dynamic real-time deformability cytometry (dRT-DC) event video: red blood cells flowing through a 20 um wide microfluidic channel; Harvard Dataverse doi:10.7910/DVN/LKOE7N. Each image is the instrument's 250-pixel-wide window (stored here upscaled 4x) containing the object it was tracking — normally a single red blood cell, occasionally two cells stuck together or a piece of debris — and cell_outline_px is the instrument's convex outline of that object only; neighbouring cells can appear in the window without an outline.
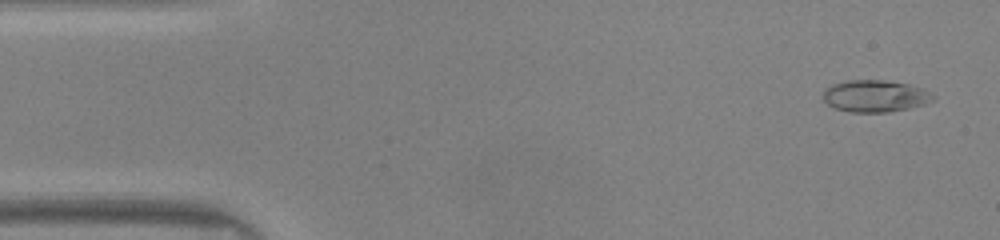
{"species": "common noctule bat (a hibernating species)", "species_latin": "Nyctalus noctula", "temperature_condition": "warm", "stored_images_in_passage": 47, "camera_frame_rate_fps": 3000, "um_per_image_px": 0.085, "animal": {"sex": "male", "body_mass_g": 20.0, "forearm_length_mm": 53.3}, "frame": {"image": 1, "passage_image": 2, "time_ms": 0.333, "image_size_px": [1000, 240], "cell_outline_px": [[936, 100], [924, 104], [908, 108], [888, 112], [848, 112], [832, 108], [824, 100], [824, 88], [832, 84], [844, 80], [884, 80], [908, 84], [924, 88], [936, 96]], "centroid_in_image_um": [74.39, 8.16], "position_along_channel_um": 10.6, "area_um2": 20.75}}
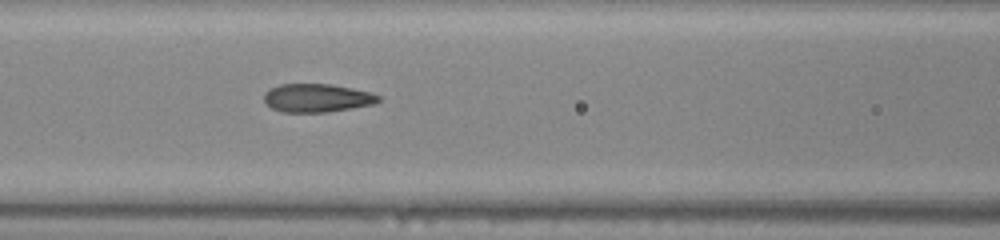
{"frame": {"image": 2, "passage_image": 19, "time_ms": 6.0, "image_size_px": [1000, 240], "cell_outline_px": [[380, 100], [376, 104], [352, 108], [324, 112], [280, 112], [272, 108], [264, 100], [264, 92], [268, 88], [280, 84], [332, 84], [352, 88], [368, 92], [380, 96]], "centroid_in_image_um": [26.92, 8.32], "position_along_channel_um": 139.7, "area_um2": 18.96}}
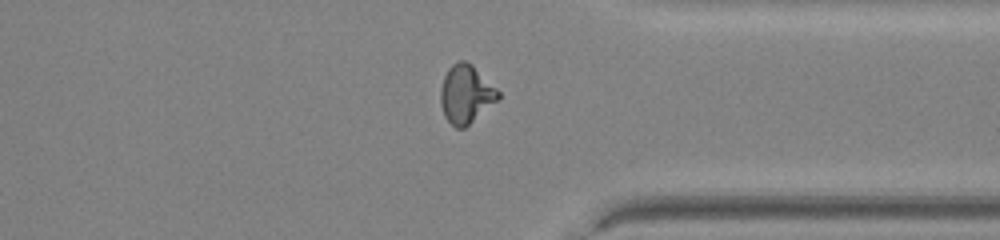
{"frame": {"image": 3, "passage_image": 36, "time_ms": 11.667, "image_size_px": [1000, 240], "cell_outline_px": [[500, 96], [496, 100], [464, 128], [456, 128], [444, 116], [440, 104], [440, 88], [444, 76], [448, 68], [452, 64], [460, 60], [464, 60], [472, 64], [500, 92]], "centroid_in_image_um": [39.56, 7.98], "position_along_channel_um": 371.8, "area_um2": 19.31}, "authors_computed_cell_mechanics": {"area_um2": 19.5942, "velocity_mm_per_s": 4.1961, "shape_relaxation_time_tau1_ms": null, "shape_relaxation_time_tau2_ms": 0.8913, "deformation_change_tau1": null, "deformation_change_tau2": 0.073}}